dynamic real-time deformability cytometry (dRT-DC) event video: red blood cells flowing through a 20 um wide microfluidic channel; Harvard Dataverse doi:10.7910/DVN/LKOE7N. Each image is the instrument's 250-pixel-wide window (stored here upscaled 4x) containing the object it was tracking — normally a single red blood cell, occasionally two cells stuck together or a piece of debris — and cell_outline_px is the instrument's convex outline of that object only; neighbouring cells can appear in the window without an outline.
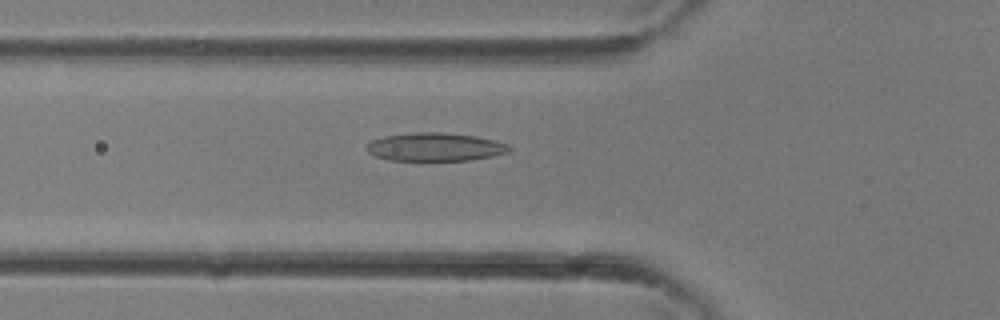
{"species": "common noctule bat (a hibernating species)", "species_latin": "Nyctalus noctula", "temperature_condition": "room temperature", "stored_images_in_passage": 26, "camera_frame_rate_fps": 3000, "um_per_image_px": 0.085, "animal": {"sex": "female"}, "frame": {"image": 1, "passage_image": 2, "time_ms": 0.333, "image_size_px": [1000, 320], "cell_outline_px": [[512, 148], [508, 152], [492, 156], [468, 160], [388, 160], [376, 156], [368, 152], [364, 148], [372, 140], [384, 136], [416, 132], [444, 132], [476, 136], [508, 144]], "centroid_in_image_um": [36.97, 12.48], "position_along_channel_um": 88.8, "area_um2": 23.41}}
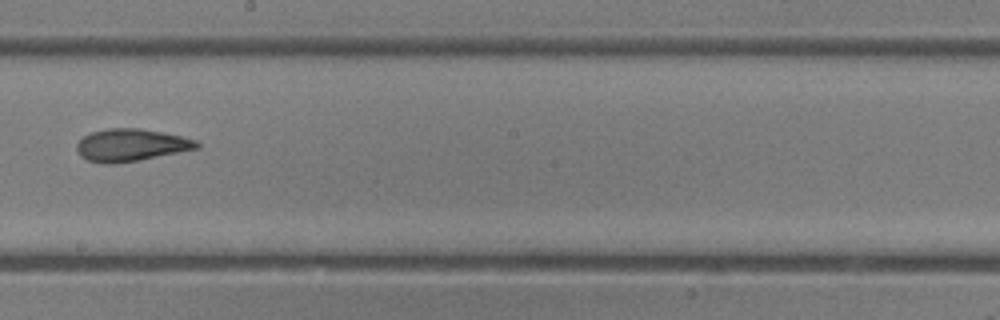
{"frame": {"image": 2, "passage_image": 10, "time_ms": 3.0, "image_size_px": [1000, 320], "cell_outline_px": [[200, 148], [140, 160], [116, 164], [104, 164], [88, 160], [80, 156], [76, 148], [76, 144], [84, 136], [92, 132], [108, 128], [140, 128], [180, 136], [196, 140], [200, 144]], "centroid_in_image_um": [11.13, 12.34], "position_along_channel_um": 237.1, "area_um2": 22.66}}
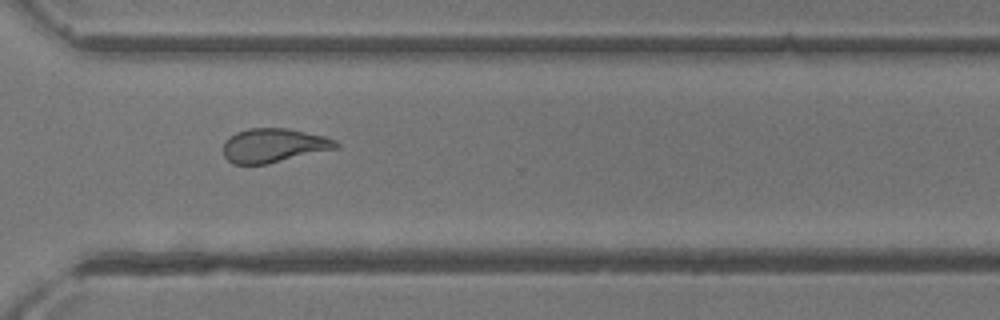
{"frame": {"image": 3, "passage_image": 16, "time_ms": 5.0, "image_size_px": [1000, 320], "cell_outline_px": [[340, 144], [336, 148], [268, 164], [232, 164], [224, 156], [224, 140], [228, 136], [236, 132], [248, 128], [288, 128], [324, 136], [336, 140]], "centroid_in_image_um": [23.23, 12.35], "position_along_channel_um": 347.4, "area_um2": 22.37}}